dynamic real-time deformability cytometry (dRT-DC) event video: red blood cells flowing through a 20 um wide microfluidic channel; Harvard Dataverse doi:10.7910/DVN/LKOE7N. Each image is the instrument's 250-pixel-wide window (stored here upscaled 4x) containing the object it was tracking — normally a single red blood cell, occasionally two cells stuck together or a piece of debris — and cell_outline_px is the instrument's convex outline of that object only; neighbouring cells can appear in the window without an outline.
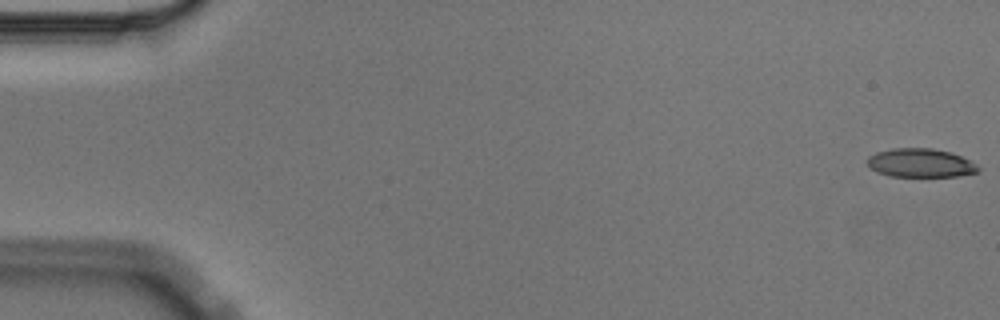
{"species": "Egyptian fruit bat (a non-hibernating species)", "species_latin": "Rousettus aegyptiacus", "temperature_condition": "cold", "stored_images_in_passage": 5, "camera_frame_rate_fps": 3000, "um_per_image_px": 0.085, "animal": {"sex": "male"}, "frame": {"image": 1, "passage_image": 1, "time_ms": 0.0, "image_size_px": [1000, 320], "cell_outline_px": [[980, 172], [956, 176], [888, 176], [876, 172], [868, 164], [868, 156], [876, 152], [892, 148], [932, 148], [952, 152], [976, 164], [980, 168]], "centroid_in_image_um": [78.24, 13.85], "position_along_channel_um": 6.8, "area_um2": 18.55}}
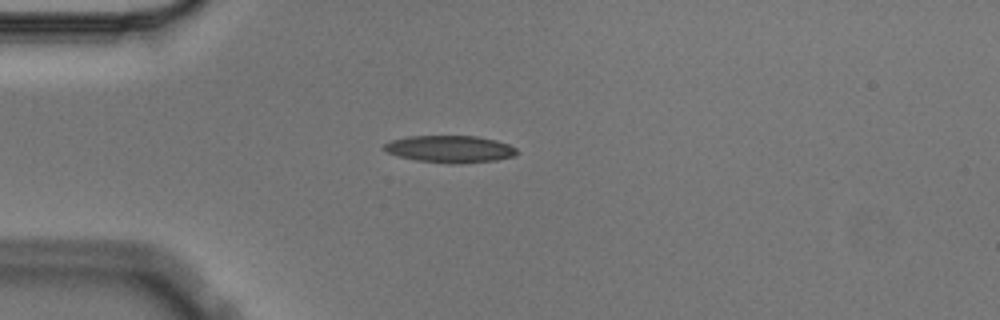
{"frame": {"image": 2, "passage_image": 5, "time_ms": 1.333, "image_size_px": [1000, 320], "cell_outline_px": [[520, 152], [516, 156], [496, 160], [460, 164], [448, 164], [416, 160], [400, 156], [388, 152], [380, 148], [384, 144], [392, 140], [408, 136], [476, 136], [496, 140], [508, 144], [516, 148]], "centroid_in_image_um": [38.28, 12.67], "position_along_channel_um": 46.7, "area_um2": 21.15}}